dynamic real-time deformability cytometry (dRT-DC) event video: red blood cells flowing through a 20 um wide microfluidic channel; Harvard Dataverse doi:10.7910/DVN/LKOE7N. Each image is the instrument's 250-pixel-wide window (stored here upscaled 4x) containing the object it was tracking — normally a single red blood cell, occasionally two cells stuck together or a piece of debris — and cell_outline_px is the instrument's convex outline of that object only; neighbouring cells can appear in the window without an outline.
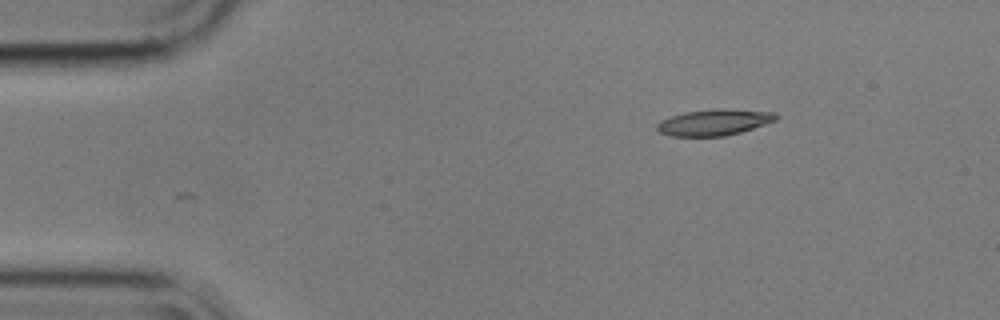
{"species": "common noctule bat (a hibernating species)", "species_latin": "Nyctalus noctula", "temperature_condition": "cold", "stored_images_in_passage": 2, "camera_frame_rate_fps": 3000, "um_per_image_px": 0.085, "animal": {"sex": "male", "body_mass_g": 17.9}, "frame": {"image": 1, "passage_image": 1, "time_ms": 0.0, "image_size_px": [1000, 320], "cell_outline_px": [[780, 116], [776, 120], [740, 132], [724, 136], [672, 136], [660, 132], [656, 128], [656, 124], [660, 120], [684, 112], [720, 108], [776, 112]], "centroid_in_image_um": [60.71, 10.39], "position_along_channel_um": 24.3, "area_um2": 18.09}}